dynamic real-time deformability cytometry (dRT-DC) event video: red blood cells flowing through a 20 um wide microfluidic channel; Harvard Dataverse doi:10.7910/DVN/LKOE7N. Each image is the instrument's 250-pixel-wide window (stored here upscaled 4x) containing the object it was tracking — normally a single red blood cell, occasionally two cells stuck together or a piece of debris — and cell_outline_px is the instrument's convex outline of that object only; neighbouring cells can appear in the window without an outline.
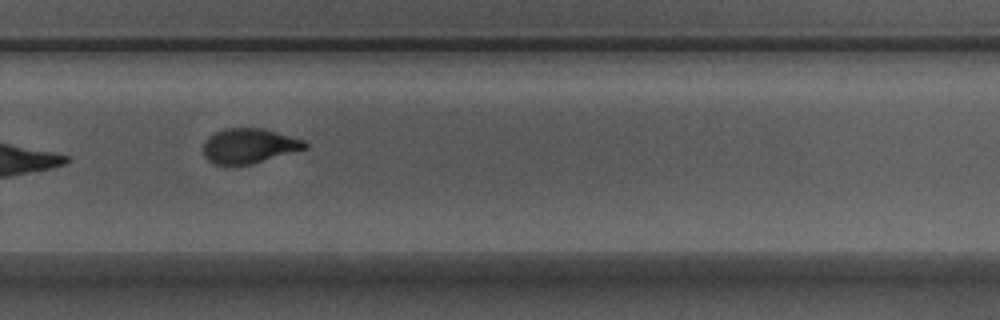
{"species": "Egyptian fruit bat (a non-hibernating species)", "species_latin": "Rousettus aegyptiacus", "temperature_condition": "warm", "stored_images_in_passage": 11, "camera_frame_rate_fps": 3000, "um_per_image_px": 0.085, "animal": {"sex": "male"}, "frame": {"image": 1, "passage_image": 7, "time_ms": 2.0, "image_size_px": [1000, 320], "cell_outline_px": [[308, 148], [252, 164], [216, 164], [208, 160], [204, 156], [204, 140], [208, 136], [216, 132], [228, 128], [264, 128], [304, 140], [308, 144]], "centroid_in_image_um": [21.19, 12.39], "position_along_channel_um": 308.6, "area_um2": 20.58}}
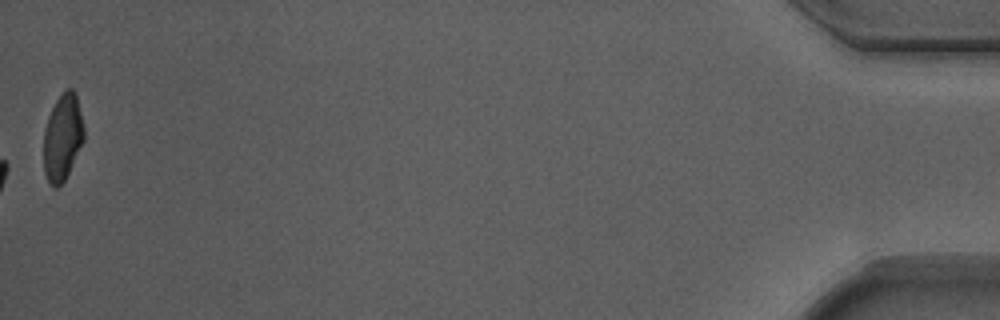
{"frame": {"image": 2, "passage_image": 11, "time_ms": 3.333, "image_size_px": [1000, 320], "cell_outline_px": [[84, 140], [64, 180], [56, 188], [52, 188], [44, 172], [44, 128], [48, 116], [56, 100], [68, 88], [72, 88], [76, 92], [84, 124]], "centroid_in_image_um": [5.33, 11.65], "position_along_channel_um": 429.9, "area_um2": 20.29}}